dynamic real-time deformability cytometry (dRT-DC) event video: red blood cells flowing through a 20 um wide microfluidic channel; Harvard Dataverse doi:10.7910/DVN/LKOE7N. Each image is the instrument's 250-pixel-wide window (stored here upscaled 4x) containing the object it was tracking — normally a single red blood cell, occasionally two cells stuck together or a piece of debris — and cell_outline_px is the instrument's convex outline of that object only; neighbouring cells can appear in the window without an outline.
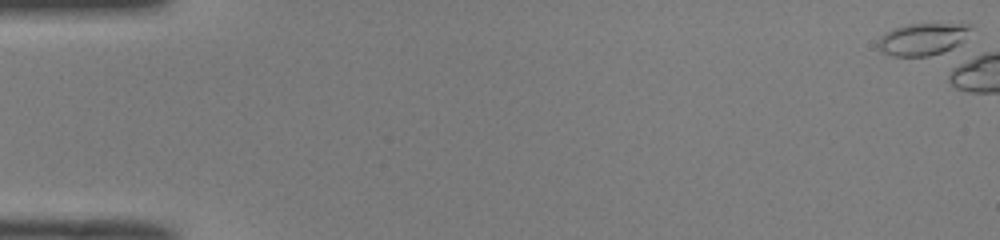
{"species": "common noctule bat (a hibernating species)", "species_latin": "Nyctalus noctula", "temperature_condition": "room temperature", "stored_images_in_passage": 5, "camera_frame_rate_fps": 3000, "um_per_image_px": 0.085, "animal": {"sex": "male", "body_mass_g": 19.0, "forearm_length_mm": 50.8}, "frame": {"image": 1, "passage_image": 1, "time_ms": 0.0, "image_size_px": [1000, 240], "cell_outline_px": [[972, 28], [964, 40], [960, 44], [952, 48], [928, 56], [892, 56], [880, 52], [876, 44], [880, 36], [884, 32], [892, 28], [908, 24], [972, 24]], "centroid_in_image_um": [78.37, 3.32], "position_along_channel_um": 6.6, "area_um2": 17.51}}